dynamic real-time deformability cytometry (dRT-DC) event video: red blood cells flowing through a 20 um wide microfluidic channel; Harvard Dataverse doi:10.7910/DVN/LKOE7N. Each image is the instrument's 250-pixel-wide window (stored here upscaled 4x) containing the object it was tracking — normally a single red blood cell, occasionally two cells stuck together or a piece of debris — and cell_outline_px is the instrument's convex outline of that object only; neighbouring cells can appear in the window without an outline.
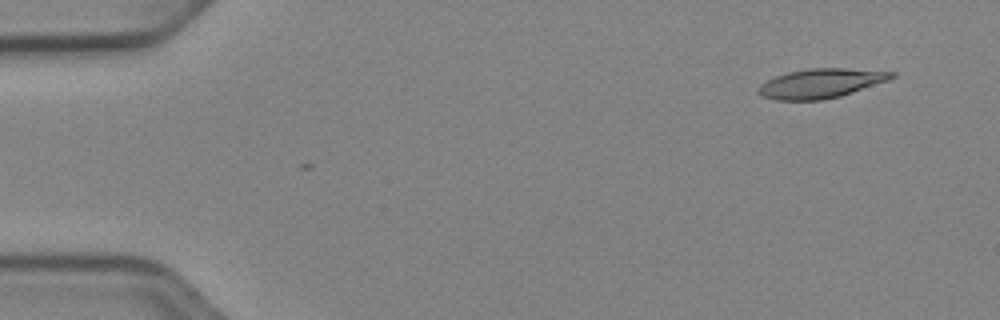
{"species": "Egyptian fruit bat (a non-hibernating species)", "species_latin": "Rousettus aegyptiacus", "temperature_condition": "cold", "stored_images_in_passage": 3, "camera_frame_rate_fps": 3000, "um_per_image_px": 0.085, "animal": {"sex": "female"}, "frame": {"image": 1, "passage_image": 3, "time_ms": 0.667, "image_size_px": [1000, 320], "cell_outline_px": [[896, 76], [888, 80], [840, 96], [824, 100], [776, 100], [760, 96], [756, 92], [756, 88], [760, 84], [776, 76], [788, 72], [808, 68], [844, 68], [896, 72]], "centroid_in_image_um": [69.72, 7.09], "position_along_channel_um": 15.3, "area_um2": 22.83}}